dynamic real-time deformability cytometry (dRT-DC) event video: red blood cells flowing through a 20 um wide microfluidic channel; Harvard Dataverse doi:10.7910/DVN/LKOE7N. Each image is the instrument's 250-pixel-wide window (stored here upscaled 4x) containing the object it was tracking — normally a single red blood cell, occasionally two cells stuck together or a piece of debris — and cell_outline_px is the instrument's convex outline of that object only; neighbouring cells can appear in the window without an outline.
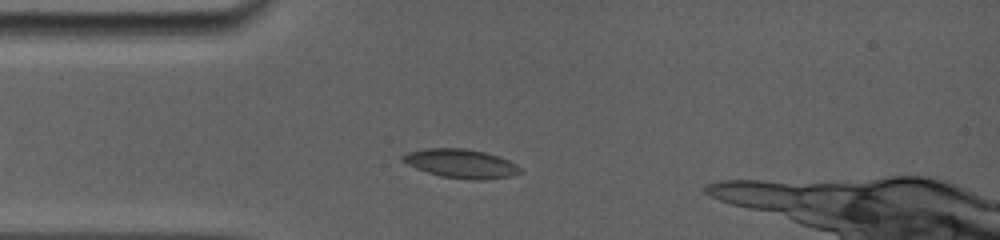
{"species": "common noctule bat (a hibernating species)", "species_latin": "Nyctalus noctula", "temperature_condition": "room temperature", "stored_images_in_passage": 31, "camera_frame_rate_fps": 5000, "um_per_image_px": 0.085, "animal": {"sex": "female", "body_mass_g": 19.0, "forearm_length_mm": 56.7}, "frame": {"image": 1, "passage_image": 5, "time_ms": 2.6, "image_size_px": [1000, 240], "cell_outline_px": [[524, 172], [512, 176], [480, 180], [472, 180], [440, 176], [416, 168], [400, 160], [400, 156], [408, 152], [424, 148], [464, 148], [484, 152], [508, 160], [516, 164]], "centroid_in_image_um": [39.17, 13.9], "position_along_channel_um": 45.8, "area_um2": 19.77}}
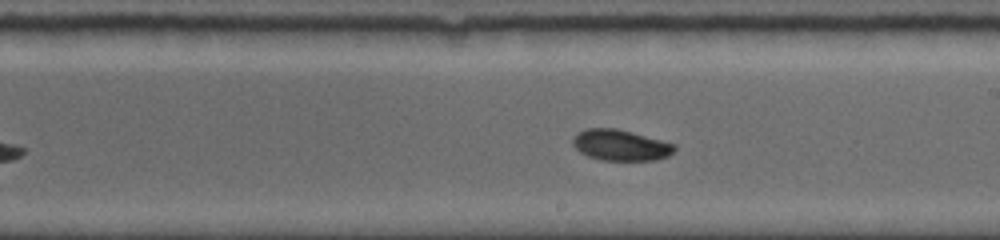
{"frame": {"image": 2, "passage_image": 20, "time_ms": 7.8, "image_size_px": [1000, 240], "cell_outline_px": [[676, 148], [668, 156], [656, 160], [600, 160], [588, 156], [580, 152], [572, 144], [572, 136], [588, 128], [616, 128], [632, 132], [676, 144]], "centroid_in_image_um": [52.74, 12.34], "position_along_channel_um": 236.3, "area_um2": 18.32}}
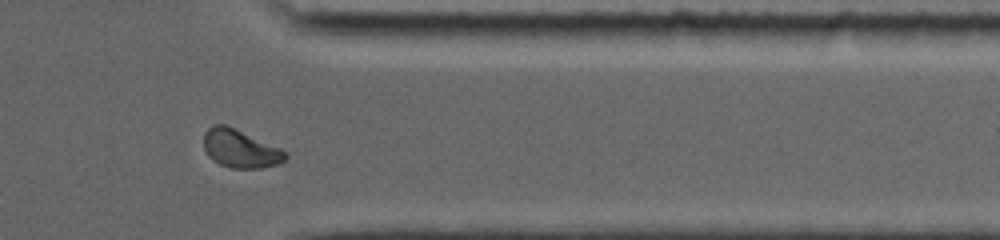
{"frame": {"image": 3, "passage_image": 29, "time_ms": 11.8, "image_size_px": [1000, 240], "cell_outline_px": [[288, 156], [280, 164], [260, 168], [232, 168], [220, 164], [212, 160], [208, 156], [204, 148], [204, 132], [212, 124], [224, 124], [280, 148], [288, 152]], "centroid_in_image_um": [20.42, 12.65], "position_along_channel_um": 391.0, "area_um2": 18.09}, "authors_computed_cell_mechanics": {"area_um2": 18.5538, "velocity_mm_per_s": 3.863, "shape_relaxation_time_tau1_ms": 5.6509, "shape_relaxation_time_tau2_ms": null, "deformation_change_tau1": 0.1057, "deformation_change_tau2": null}}